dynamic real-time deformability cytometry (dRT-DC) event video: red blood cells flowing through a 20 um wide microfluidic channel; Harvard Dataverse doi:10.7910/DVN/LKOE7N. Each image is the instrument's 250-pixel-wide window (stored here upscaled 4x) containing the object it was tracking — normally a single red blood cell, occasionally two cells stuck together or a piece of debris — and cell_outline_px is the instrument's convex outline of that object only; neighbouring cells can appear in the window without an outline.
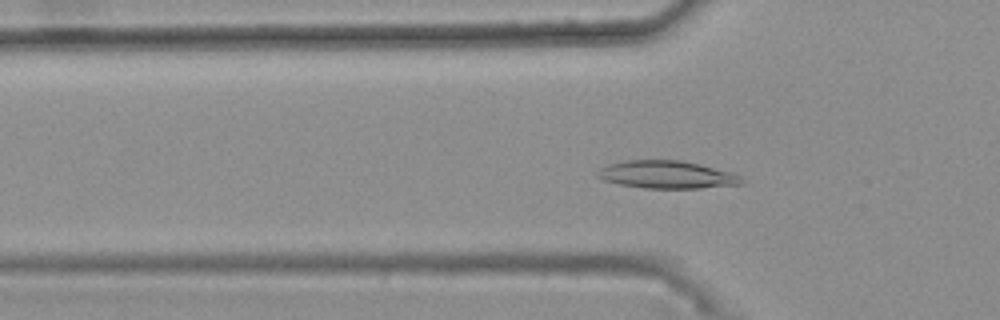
{"species": "common noctule bat (a hibernating species)", "species_latin": "Nyctalus noctula", "temperature_condition": "warm", "stored_images_in_passage": 44, "camera_frame_rate_fps": 3000, "um_per_image_px": 0.085, "animal": {"sex": "female", "body_mass_g": 25.1}, "frame": {"image": 1, "passage_image": 16, "time_ms": 5.0, "image_size_px": [1000, 320], "cell_outline_px": [[744, 184], [700, 188], [644, 188], [620, 184], [604, 180], [596, 176], [596, 172], [600, 168], [608, 164], [628, 160], [684, 160], [732, 172], [740, 176], [744, 180]], "centroid_in_image_um": [56.7, 14.84], "position_along_channel_um": 69.1, "area_um2": 23.35}}
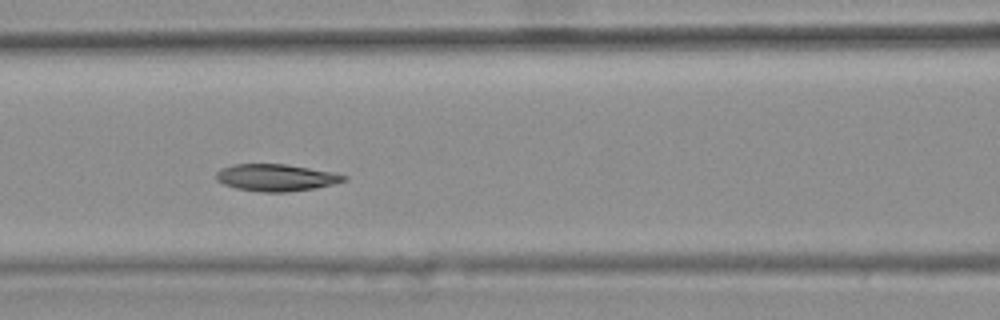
{"frame": {"image": 2, "passage_image": 22, "time_ms": 7.0, "image_size_px": [1000, 320], "cell_outline_px": [[348, 180], [316, 188], [284, 192], [260, 192], [236, 188], [224, 184], [216, 180], [216, 172], [232, 164], [284, 164], [336, 172], [348, 176]], "centroid_in_image_um": [23.5, 15.09], "position_along_channel_um": 143.1, "area_um2": 20.11}}
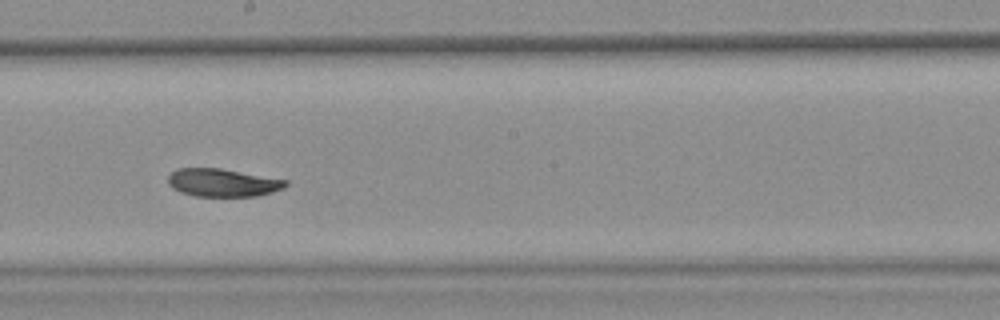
{"frame": {"image": 3, "passage_image": 29, "time_ms": 9.333, "image_size_px": [1000, 320], "cell_outline_px": [[288, 184], [284, 188], [272, 192], [256, 196], [196, 196], [180, 192], [172, 188], [168, 184], [168, 176], [176, 168], [220, 168], [288, 180]], "centroid_in_image_um": [18.92, 15.52], "position_along_channel_um": 229.3, "area_um2": 19.19}, "authors_computed_cell_mechanics": {"area_um2": 20.6346, "velocity_mm_per_s": 3.7042, "shape_relaxation_time_tau1_ms": 6.0953, "shape_relaxation_time_tau2_ms": 10.8352, "deformation_change_tau1": 0.1403, "deformation_change_tau2": 0.1192}}